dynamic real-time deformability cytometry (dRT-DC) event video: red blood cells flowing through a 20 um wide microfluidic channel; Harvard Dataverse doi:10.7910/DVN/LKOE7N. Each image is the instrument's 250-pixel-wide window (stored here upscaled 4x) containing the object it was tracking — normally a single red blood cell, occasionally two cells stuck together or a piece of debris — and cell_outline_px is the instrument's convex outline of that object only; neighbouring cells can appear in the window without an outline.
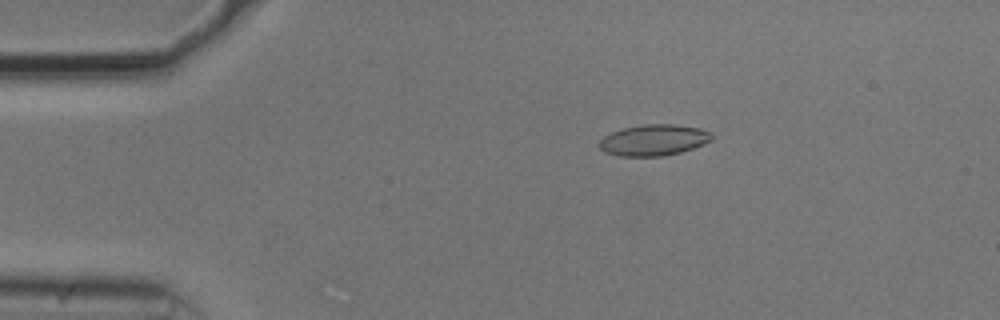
{"species": "common noctule bat (a hibernating species)", "species_latin": "Nyctalus noctula", "temperature_condition": "cold", "stored_images_in_passage": 49, "camera_frame_rate_fps": 3000, "um_per_image_px": 0.085, "animal": {"sex": "male", "body_mass_g": 20.5, "forearm_length_mm": 52.5}, "frame": {"image": 1, "passage_image": 5, "time_ms": 1.333, "image_size_px": [1000, 320], "cell_outline_px": [[712, 140], [704, 144], [680, 152], [664, 156], [620, 156], [604, 152], [596, 144], [604, 136], [612, 132], [624, 128], [644, 124], [672, 124], [700, 128], [712, 132]], "centroid_in_image_um": [55.56, 11.91], "position_along_channel_um": 29.4, "area_um2": 20.46}}
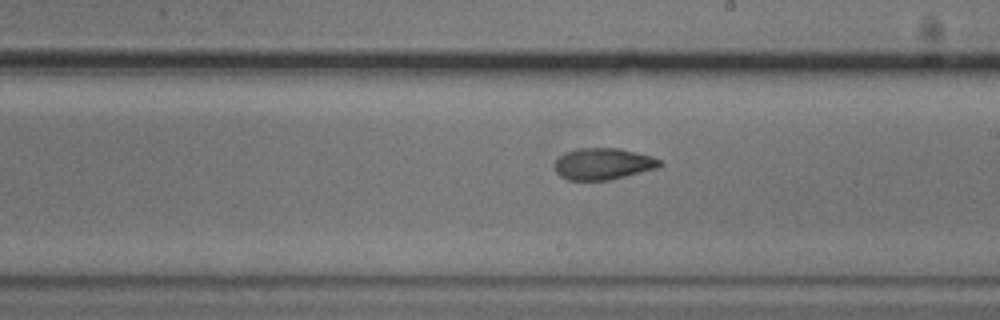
{"frame": {"image": 2, "passage_image": 26, "time_ms": 8.333, "image_size_px": [1000, 320], "cell_outline_px": [[664, 164], [656, 168], [612, 180], [568, 180], [560, 176], [556, 172], [552, 164], [564, 152], [576, 148], [620, 148], [652, 156], [660, 160]], "centroid_in_image_um": [51.24, 13.92], "position_along_channel_um": 237.8, "area_um2": 19.59}}
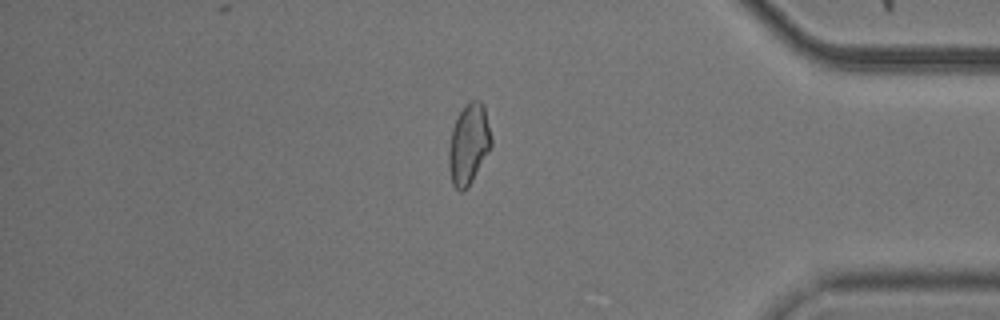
{"frame": {"image": 3, "passage_image": 41, "time_ms": 13.333, "image_size_px": [1000, 320], "cell_outline_px": [[492, 148], [468, 188], [464, 192], [460, 192], [452, 184], [448, 168], [448, 148], [452, 128], [460, 112], [472, 100], [480, 100], [484, 108], [492, 140]], "centroid_in_image_um": [39.83, 12.33], "position_along_channel_um": 395.4, "area_um2": 20.06}, "authors_computed_cell_mechanics": {"area_um2": 19.7676, "velocity_mm_per_s": 3.723, "shape_relaxation_time_tau1_ms": 11.2454, "shape_relaxation_time_tau2_ms": 2.5909, "deformation_change_tau1": 0.2378, "deformation_change_tau2": 0.0682}}